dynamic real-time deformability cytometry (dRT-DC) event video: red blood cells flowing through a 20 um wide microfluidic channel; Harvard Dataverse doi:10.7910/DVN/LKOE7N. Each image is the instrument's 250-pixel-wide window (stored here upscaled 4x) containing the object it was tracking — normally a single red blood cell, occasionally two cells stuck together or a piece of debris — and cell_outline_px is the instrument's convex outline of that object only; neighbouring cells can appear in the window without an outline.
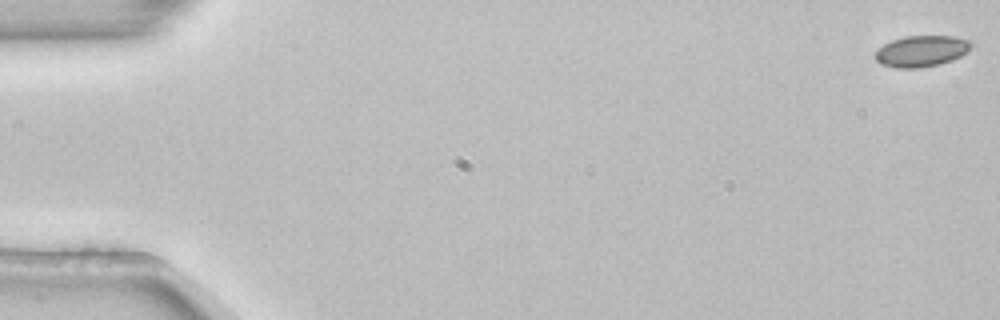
{"species": "common noctule bat (a hibernating species)", "species_latin": "Nyctalus noctula", "temperature_condition": "room temperature", "stored_images_in_passage": 4, "camera_frame_rate_fps": 3000, "um_per_image_px": 0.085, "animal": {"sex": "female", "body_mass_g": 22.7, "forearm_length_mm": 54.2}, "frame": {"image": 1, "passage_image": 1, "time_ms": 0.0, "image_size_px": [1000, 320], "cell_outline_px": [[972, 44], [968, 52], [952, 60], [940, 64], [920, 68], [896, 68], [880, 64], [872, 56], [876, 48], [892, 40], [904, 36], [956, 36], [972, 40]], "centroid_in_image_um": [78.3, 4.34], "position_along_channel_um": 6.7, "area_um2": 17.86}}
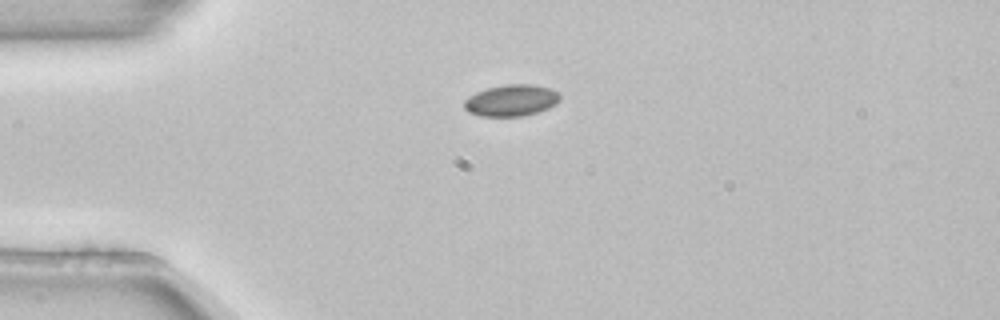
{"frame": {"image": 2, "passage_image": 3, "time_ms": 0.667, "image_size_px": [1000, 320], "cell_outline_px": [[560, 100], [556, 104], [548, 108], [524, 116], [480, 116], [468, 112], [464, 108], [464, 100], [468, 96], [476, 92], [488, 88], [504, 84], [532, 84], [548, 88], [556, 92], [560, 96]], "centroid_in_image_um": [43.43, 8.53], "position_along_channel_um": 41.6, "area_um2": 17.57}}
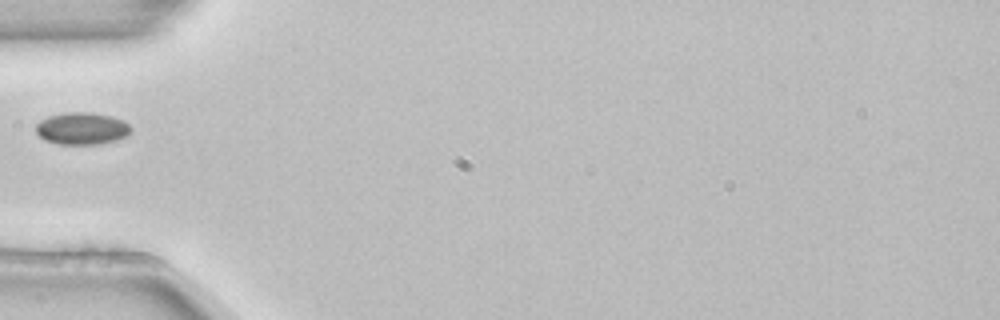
{"frame": {"image": 3, "passage_image": 4, "time_ms": 1.0, "image_size_px": [1000, 320], "cell_outline_px": [[132, 132], [128, 136], [116, 140], [96, 144], [60, 144], [44, 140], [36, 132], [36, 124], [40, 120], [48, 116], [64, 112], [88, 112], [112, 116], [124, 120], [132, 128]], "centroid_in_image_um": [6.98, 10.91], "position_along_channel_um": 78.0, "area_um2": 17.98}}